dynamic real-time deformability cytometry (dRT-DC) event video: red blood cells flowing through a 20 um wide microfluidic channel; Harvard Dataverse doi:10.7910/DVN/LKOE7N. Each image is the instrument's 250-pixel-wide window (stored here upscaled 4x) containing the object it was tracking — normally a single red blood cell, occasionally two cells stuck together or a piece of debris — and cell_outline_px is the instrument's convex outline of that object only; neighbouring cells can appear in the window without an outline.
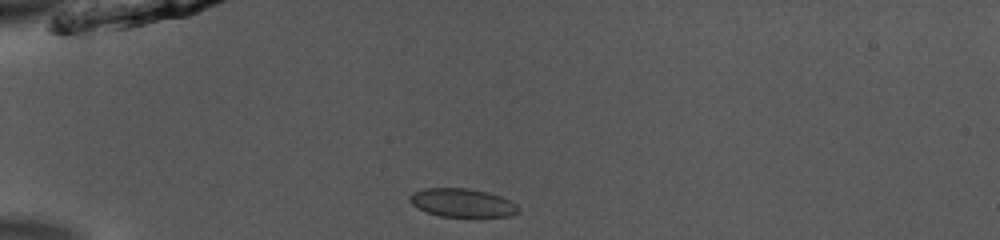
{"species": "common noctule bat (a hibernating species)", "species_latin": "Nyctalus noctula", "temperature_condition": "room temperature", "stored_images_in_passage": 38, "camera_frame_rate_fps": 3000, "um_per_image_px": 0.085, "animal": {"sex": "male", "body_mass_g": 13.0, "forearm_length_mm": 53.1}, "frame": {"image": 1, "passage_image": 1, "time_ms": 0.0, "image_size_px": [1000, 240], "cell_outline_px": [[520, 212], [508, 216], [440, 216], [428, 212], [412, 204], [408, 200], [408, 196], [412, 192], [424, 188], [468, 188], [488, 192], [500, 196], [516, 204], [520, 208]], "centroid_in_image_um": [39.28, 17.22], "position_along_channel_um": 45.7, "area_um2": 17.92}}
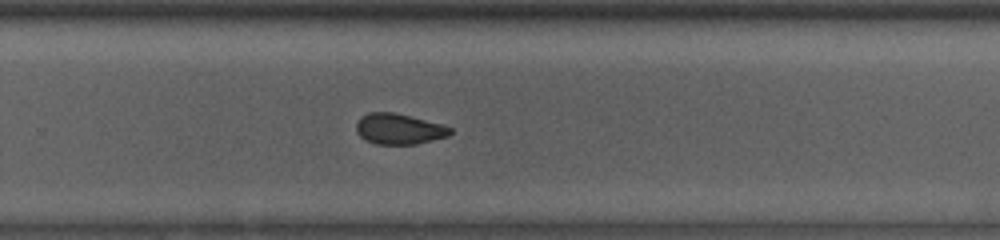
{"frame": {"image": 2, "passage_image": 22, "time_ms": 7.0, "image_size_px": [1000, 240], "cell_outline_px": [[452, 132], [448, 136], [416, 144], [376, 144], [364, 140], [356, 132], [356, 124], [360, 116], [368, 112], [392, 112], [440, 124], [452, 128]], "centroid_in_image_um": [33.86, 10.97], "position_along_channel_um": 295.9, "area_um2": 16.7}}
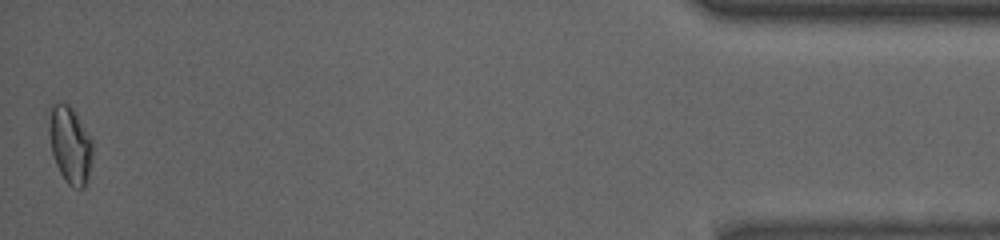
{"frame": {"image": 3, "passage_image": 38, "time_ms": 12.333, "image_size_px": [1000, 240], "cell_outline_px": [[92, 156], [88, 180], [84, 188], [72, 188], [64, 180], [56, 164], [52, 152], [48, 132], [48, 124], [52, 104], [68, 104], [72, 108], [92, 140]], "centroid_in_image_um": [5.96, 12.36], "position_along_channel_um": 429.2, "area_um2": 19.42}, "authors_computed_cell_mechanics": {"area_um2": 17.5712, "velocity_mm_per_s": 3.9301, "shape_relaxation_time_tau1_ms": null, "shape_relaxation_time_tau2_ms": 1.9339, "deformation_change_tau1": null, "deformation_change_tau2": 0.068}}